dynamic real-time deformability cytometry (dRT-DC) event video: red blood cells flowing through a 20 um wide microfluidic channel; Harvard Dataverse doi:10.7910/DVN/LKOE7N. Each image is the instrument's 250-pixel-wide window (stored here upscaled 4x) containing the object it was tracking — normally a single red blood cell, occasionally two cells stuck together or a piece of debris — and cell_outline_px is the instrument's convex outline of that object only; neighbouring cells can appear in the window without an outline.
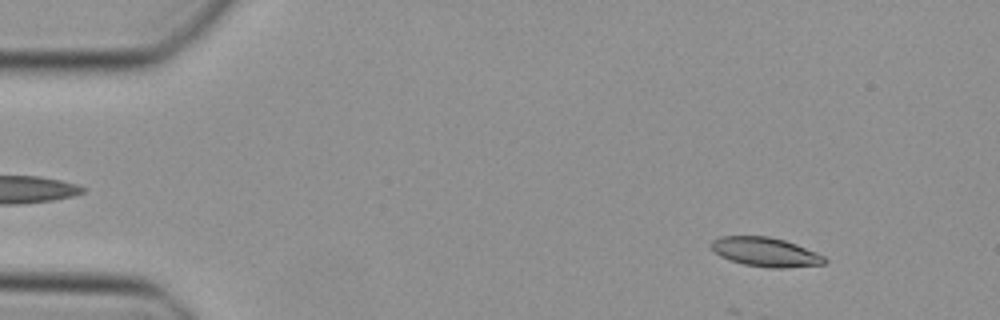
{"species": "Egyptian fruit bat (a non-hibernating species)", "species_latin": "Rousettus aegyptiacus", "temperature_condition": "cold", "stored_images_in_passage": 47, "camera_frame_rate_fps": 3000, "um_per_image_px": 0.085, "animal": {"sex": "female"}, "frame": {"image": 1, "passage_image": 5, "time_ms": 1.333, "image_size_px": [1000, 320], "cell_outline_px": [[828, 260], [824, 264], [784, 268], [768, 268], [744, 264], [720, 256], [712, 248], [712, 240], [720, 236], [768, 236], [784, 240], [796, 244], [816, 252], [824, 256]], "centroid_in_image_um": [65.1, 21.42], "position_along_channel_um": 19.9, "area_um2": 19.13}}
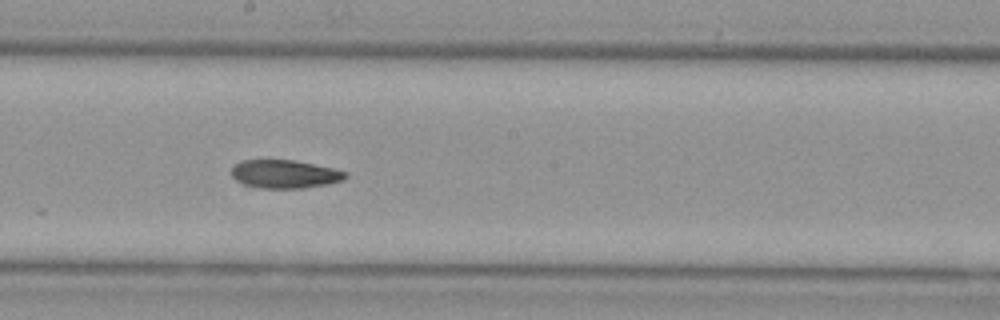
{"frame": {"image": 2, "passage_image": 26, "time_ms": 8.333, "image_size_px": [1000, 320], "cell_outline_px": [[348, 176], [344, 180], [328, 184], [304, 188], [260, 188], [244, 184], [236, 180], [232, 176], [232, 168], [240, 160], [296, 160], [332, 168], [348, 172]], "centroid_in_image_um": [24.23, 14.79], "position_along_channel_um": 224.0, "area_um2": 18.84}}
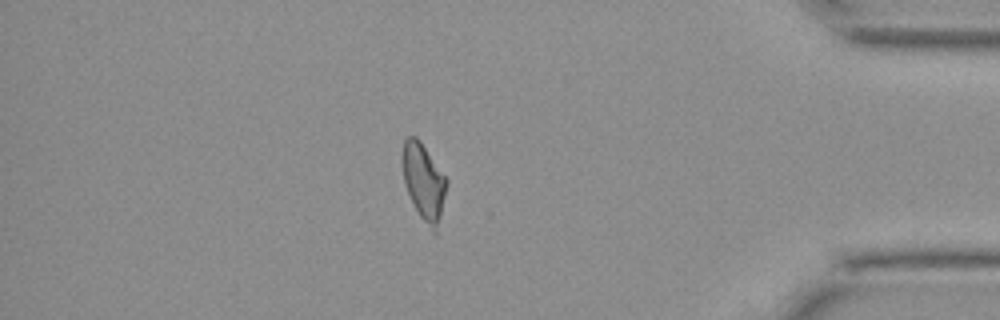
{"frame": {"image": 3, "passage_image": 41, "time_ms": 13.333, "image_size_px": [1000, 320], "cell_outline_px": [[448, 184], [436, 236], [432, 232], [420, 216], [404, 184], [400, 160], [400, 156], [404, 140], [408, 136], [416, 136], [420, 140], [448, 180]], "centroid_in_image_um": [36.0, 15.43], "position_along_channel_um": 399.2, "area_um2": 20.0}}